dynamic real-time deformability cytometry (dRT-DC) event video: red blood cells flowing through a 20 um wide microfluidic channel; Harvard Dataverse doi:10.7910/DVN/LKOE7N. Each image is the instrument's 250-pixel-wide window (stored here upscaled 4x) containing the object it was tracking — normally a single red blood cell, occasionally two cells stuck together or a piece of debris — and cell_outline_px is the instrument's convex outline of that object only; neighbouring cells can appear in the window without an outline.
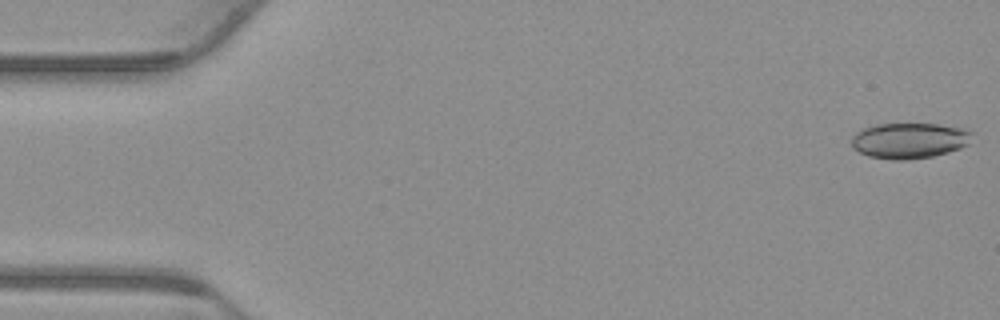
{"species": "common noctule bat (a hibernating species)", "species_latin": "Nyctalus noctula", "temperature_condition": "warm", "stored_images_in_passage": 54, "camera_frame_rate_fps": 3000, "um_per_image_px": 0.085, "animal": {"sex": "male", "body_mass_g": 23.1, "forearm_length_mm": 52.7}, "frame": {"image": 1, "passage_image": 1, "time_ms": 0.0, "image_size_px": [1000, 320], "cell_outline_px": [[976, 132], [968, 144], [960, 148], [948, 152], [932, 156], [904, 160], [892, 160], [868, 156], [852, 148], [852, 136], [856, 132], [864, 128], [876, 124], [936, 124], [968, 128]], "centroid_in_image_um": [77.34, 11.94], "position_along_channel_um": 7.7, "area_um2": 25.32}}
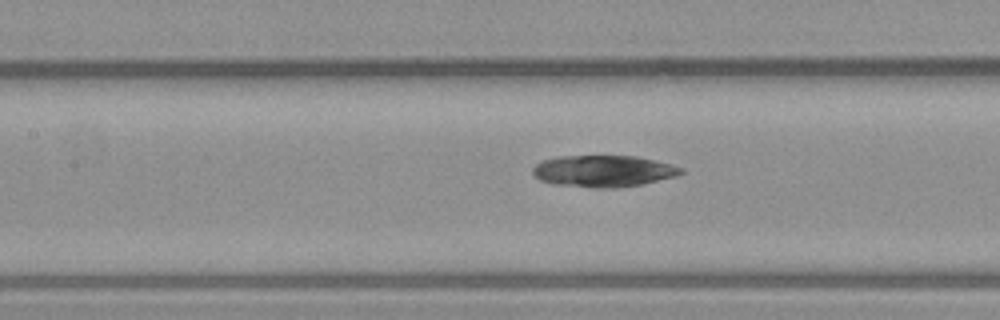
{"frame": {"image": 2, "passage_image": 24, "time_ms": 7.667, "image_size_px": [1000, 320], "cell_outline_px": [[684, 172], [676, 176], [640, 184], [616, 188], [592, 188], [556, 184], [540, 180], [532, 172], [532, 168], [540, 160], [556, 156], [636, 156], [684, 168]], "centroid_in_image_um": [51.24, 14.54], "position_along_channel_um": 156.2, "area_um2": 27.22}}
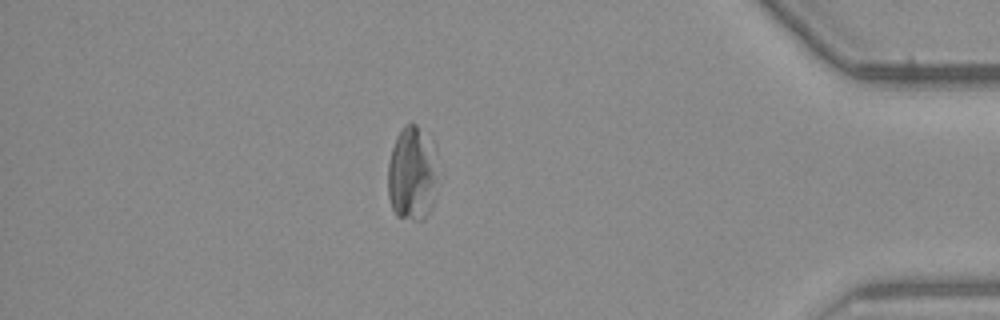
{"frame": {"image": 3, "passage_image": 47, "time_ms": 15.333, "image_size_px": [1000, 320], "cell_outline_px": [[436, 180], [432, 204], [424, 220], [412, 220], [396, 216], [392, 208], [388, 196], [388, 164], [392, 148], [396, 136], [404, 124], [416, 124], [432, 136], [436, 144]], "centroid_in_image_um": [35.04, 14.7], "position_along_channel_um": 400.2, "area_um2": 28.09}, "authors_computed_cell_mechanics": {"area_um2": 27.2527, "velocity_mm_per_s": 3.754, "shape_relaxation_time_tau1_ms": 5.7183, "shape_relaxation_time_tau2_ms": 6.4712, "deformation_change_tau1": 0.1435, "deformation_change_tau2": 0.0863}}